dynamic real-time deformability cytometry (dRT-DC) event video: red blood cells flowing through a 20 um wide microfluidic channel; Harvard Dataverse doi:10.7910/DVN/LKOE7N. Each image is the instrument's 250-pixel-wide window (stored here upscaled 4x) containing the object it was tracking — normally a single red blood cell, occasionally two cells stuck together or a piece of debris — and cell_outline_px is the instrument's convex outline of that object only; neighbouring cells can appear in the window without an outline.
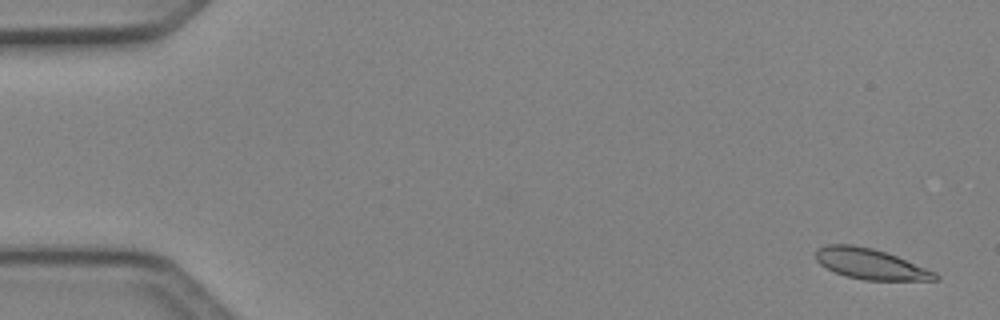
{"species": "Egyptian fruit bat (a non-hibernating species)", "species_latin": "Rousettus aegyptiacus", "temperature_condition": "cold", "stored_images_in_passage": 4, "camera_frame_rate_fps": 3000, "um_per_image_px": 0.085, "animal": {"sex": "female"}, "frame": {"image": 1, "passage_image": 1, "time_ms": 0.0, "image_size_px": [1000, 320], "cell_outline_px": [[940, 280], [864, 280], [848, 276], [836, 272], [820, 264], [816, 260], [816, 248], [824, 244], [852, 244], [872, 248], [896, 256], [936, 272], [940, 276]], "centroid_in_image_um": [73.98, 22.43], "position_along_channel_um": 11.0, "area_um2": 21.15}}